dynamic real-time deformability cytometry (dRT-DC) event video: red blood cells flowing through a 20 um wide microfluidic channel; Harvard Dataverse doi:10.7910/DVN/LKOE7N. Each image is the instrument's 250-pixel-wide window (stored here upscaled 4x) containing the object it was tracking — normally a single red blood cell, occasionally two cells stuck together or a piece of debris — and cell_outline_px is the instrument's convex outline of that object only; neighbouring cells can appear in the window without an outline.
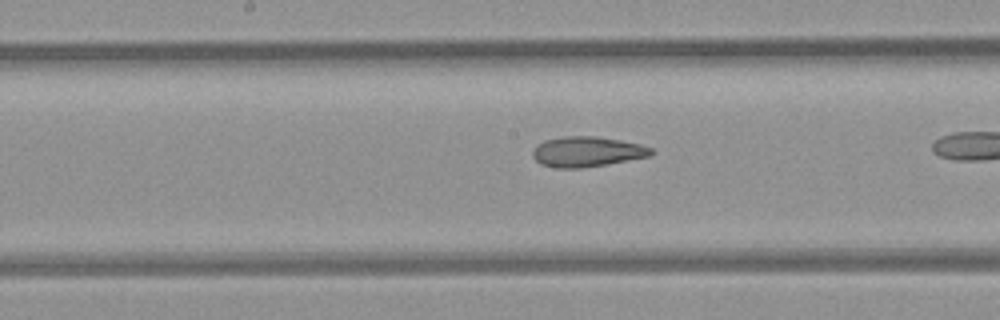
{"species": "common noctule bat (a hibernating species)", "species_latin": "Nyctalus noctula", "temperature_condition": "room temperature", "stored_images_in_passage": 26, "camera_frame_rate_fps": 3000, "um_per_image_px": 0.085, "animal": {"sex": "female", "body_mass_g": 21.9}, "frame": {"image": 1, "passage_image": 12, "time_ms": 3.667, "image_size_px": [1000, 320], "cell_outline_px": [[656, 152], [648, 156], [604, 164], [580, 168], [556, 168], [540, 164], [532, 156], [532, 152], [536, 144], [544, 140], [564, 136], [596, 136], [620, 140], [640, 144], [652, 148]], "centroid_in_image_um": [49.85, 12.88], "position_along_channel_um": 198.3, "area_um2": 20.81}}
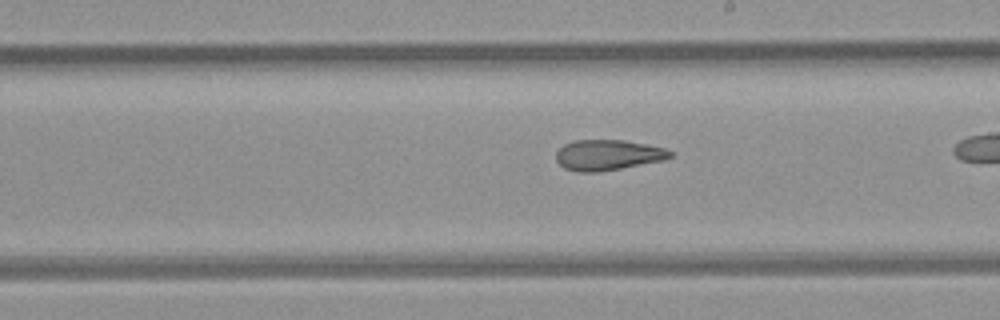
{"frame": {"image": 2, "passage_image": 15, "time_ms": 4.667, "image_size_px": [1000, 320], "cell_outline_px": [[672, 156], [664, 160], [600, 172], [576, 172], [564, 168], [556, 160], [556, 152], [564, 144], [576, 140], [624, 140], [664, 148], [672, 152]], "centroid_in_image_um": [51.64, 13.18], "position_along_channel_um": 237.4, "area_um2": 20.23}}